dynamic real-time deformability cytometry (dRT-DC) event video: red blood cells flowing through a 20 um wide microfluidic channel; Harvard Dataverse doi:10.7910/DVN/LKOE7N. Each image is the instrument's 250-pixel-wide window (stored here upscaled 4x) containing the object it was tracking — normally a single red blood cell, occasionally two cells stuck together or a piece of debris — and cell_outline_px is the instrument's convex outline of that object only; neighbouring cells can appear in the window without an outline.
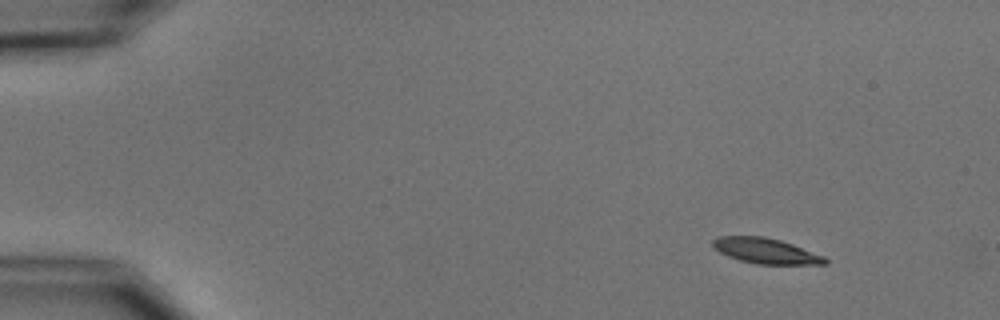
{"species": "common noctule bat (a hibernating species)", "species_latin": "Nyctalus noctula", "temperature_condition": "cold", "stored_images_in_passage": 4, "camera_frame_rate_fps": 3000, "um_per_image_px": 0.085, "animal": {"sex": "male", "body_mass_g": 15.6}, "frame": {"image": 1, "passage_image": 1, "time_ms": 0.0, "image_size_px": [1000, 320], "cell_outline_px": [[828, 264], [756, 264], [740, 260], [728, 256], [720, 252], [712, 244], [712, 240], [720, 236], [764, 236], [780, 240], [792, 244], [824, 256], [828, 260]], "centroid_in_image_um": [65.1, 21.32], "position_along_channel_um": 19.9, "area_um2": 16.47}}
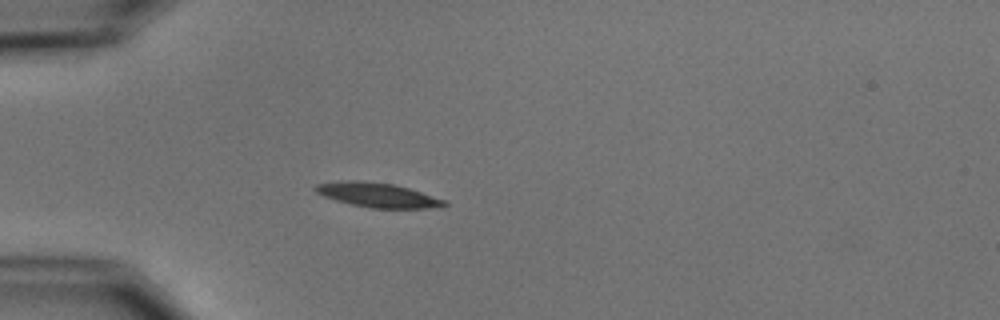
{"frame": {"image": 2, "passage_image": 4, "time_ms": 3.333, "image_size_px": [1000, 320], "cell_outline_px": [[448, 204], [444, 208], [372, 208], [352, 204], [336, 200], [324, 196], [316, 192], [312, 188], [316, 184], [348, 180], [356, 180], [392, 184], [408, 188], [448, 200]], "centroid_in_image_um": [32.16, 16.59], "position_along_channel_um": 52.8, "area_um2": 18.38}}